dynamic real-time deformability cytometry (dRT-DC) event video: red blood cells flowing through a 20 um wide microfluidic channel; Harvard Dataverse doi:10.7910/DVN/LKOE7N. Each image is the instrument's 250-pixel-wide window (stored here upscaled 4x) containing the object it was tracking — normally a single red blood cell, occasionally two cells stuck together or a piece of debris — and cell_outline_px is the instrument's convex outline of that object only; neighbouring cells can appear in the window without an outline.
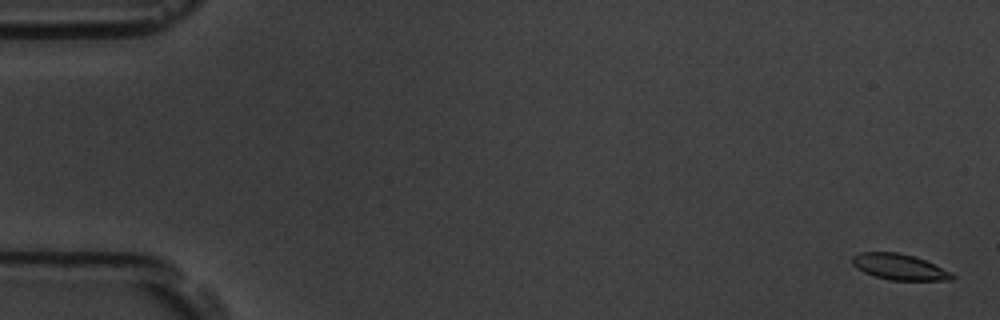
{"species": "common noctule bat (a hibernating species)", "species_latin": "Nyctalus noctula", "temperature_condition": "room temperature", "stored_images_in_passage": 14, "camera_frame_rate_fps": 3000, "um_per_image_px": 0.085, "animal": {"sex": "male", "body_mass_g": 19.5, "forearm_length_mm": 54.6}, "frame": {"image": 1, "passage_image": 2, "time_ms": 0.333, "image_size_px": [1000, 320], "cell_outline_px": [[956, 276], [952, 280], [892, 280], [876, 276], [864, 272], [852, 264], [852, 256], [860, 252], [896, 252], [912, 256], [924, 260], [952, 272]], "centroid_in_image_um": [76.45, 22.69], "position_along_channel_um": 8.5, "area_um2": 14.85}}